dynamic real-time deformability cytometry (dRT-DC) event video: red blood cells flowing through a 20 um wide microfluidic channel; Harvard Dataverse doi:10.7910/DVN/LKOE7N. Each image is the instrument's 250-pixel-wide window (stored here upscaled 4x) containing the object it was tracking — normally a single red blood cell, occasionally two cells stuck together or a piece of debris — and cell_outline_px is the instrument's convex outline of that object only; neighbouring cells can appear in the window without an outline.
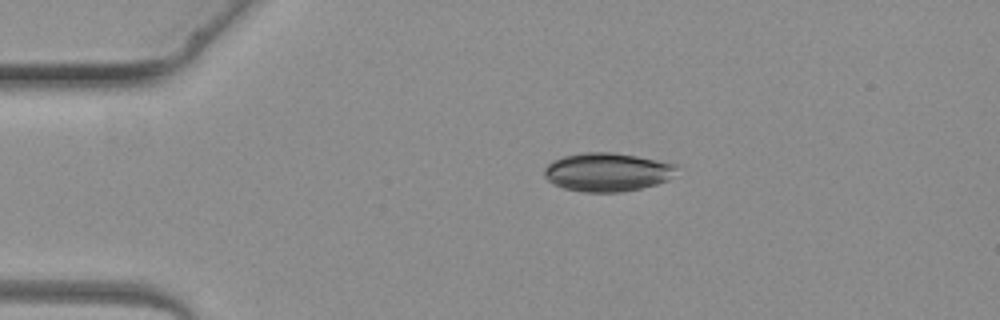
{"species": "common noctule bat (a hibernating species)", "species_latin": "Nyctalus noctula", "temperature_condition": "warm", "stored_images_in_passage": 3, "camera_frame_rate_fps": 3000, "um_per_image_px": 0.085, "animal": {"sex": "female", "body_mass_g": 19.3, "forearm_length_mm": 54.1}, "frame": {"image": 1, "passage_image": 2, "time_ms": 2.0, "image_size_px": [1000, 320], "cell_outline_px": [[680, 164], [668, 180], [656, 184], [640, 188], [620, 192], [584, 192], [564, 188], [548, 180], [544, 176], [544, 168], [552, 160], [564, 156], [584, 152], [612, 152], [636, 156]], "centroid_in_image_um": [51.62, 14.62], "position_along_channel_um": 33.4, "area_um2": 29.71}}